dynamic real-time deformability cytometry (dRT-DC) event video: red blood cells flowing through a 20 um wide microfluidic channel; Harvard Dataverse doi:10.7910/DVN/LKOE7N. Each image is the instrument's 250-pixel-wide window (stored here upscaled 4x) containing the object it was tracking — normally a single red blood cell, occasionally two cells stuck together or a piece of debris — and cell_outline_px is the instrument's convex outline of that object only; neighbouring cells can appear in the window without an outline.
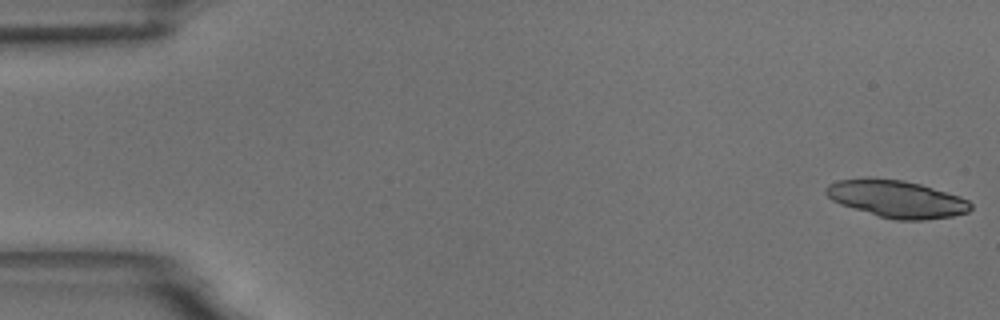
{"species": "common noctule bat (a hibernating species)", "species_latin": "Nyctalus noctula", "temperature_condition": "room temperature", "stored_images_in_passage": 54, "camera_frame_rate_fps": 3000, "um_per_image_px": 0.085, "animal": {"sex": "male", "body_mass_g": 18.8}, "frame": {"image": 1, "passage_image": 1, "time_ms": 0.0, "image_size_px": [1000, 320], "cell_outline_px": [[972, 208], [968, 212], [952, 216], [924, 220], [896, 220], [880, 216], [840, 204], [832, 200], [824, 192], [824, 188], [828, 184], [836, 180], [868, 176], [904, 180], [920, 184], [960, 196], [968, 200], [972, 204]], "centroid_in_image_um": [76.18, 16.88], "position_along_channel_um": 8.8, "area_um2": 31.73}, "authors_computed_cell_mechanics": {"area_um2": 19.2763, "velocity_mm_per_s": 3.6626, "shape_relaxation_time_tau1_ms": 9.5826, "shape_relaxation_time_tau2_ms": 3.2275, "deformation_change_tau1": 0.2127, "deformation_change_tau2": 0.0953}}